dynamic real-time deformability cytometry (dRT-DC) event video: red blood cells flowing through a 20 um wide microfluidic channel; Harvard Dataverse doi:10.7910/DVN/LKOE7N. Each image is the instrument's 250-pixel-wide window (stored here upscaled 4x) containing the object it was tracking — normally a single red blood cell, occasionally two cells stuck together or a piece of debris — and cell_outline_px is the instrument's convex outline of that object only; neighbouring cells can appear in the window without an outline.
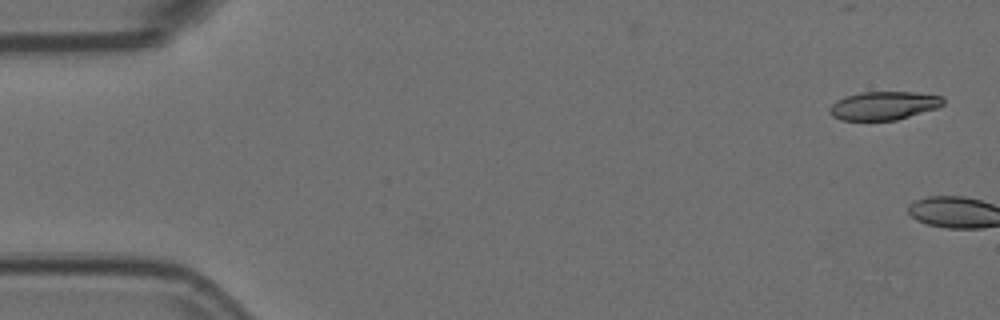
{"species": "Egyptian fruit bat (a non-hibernating species)", "species_latin": "Rousettus aegyptiacus", "temperature_condition": "room temperature", "stored_images_in_passage": 3, "camera_frame_rate_fps": 3000, "um_per_image_px": 0.085, "animal": {"sex": "female"}, "frame": {"image": 1, "passage_image": 1, "time_ms": 0.0, "image_size_px": [1000, 320], "cell_outline_px": [[944, 104], [936, 108], [896, 120], [840, 120], [832, 116], [828, 112], [828, 108], [836, 100], [844, 96], [860, 92], [916, 92], [944, 96]], "centroid_in_image_um": [75.09, 8.97], "position_along_channel_um": 9.9, "area_um2": 18.96}}